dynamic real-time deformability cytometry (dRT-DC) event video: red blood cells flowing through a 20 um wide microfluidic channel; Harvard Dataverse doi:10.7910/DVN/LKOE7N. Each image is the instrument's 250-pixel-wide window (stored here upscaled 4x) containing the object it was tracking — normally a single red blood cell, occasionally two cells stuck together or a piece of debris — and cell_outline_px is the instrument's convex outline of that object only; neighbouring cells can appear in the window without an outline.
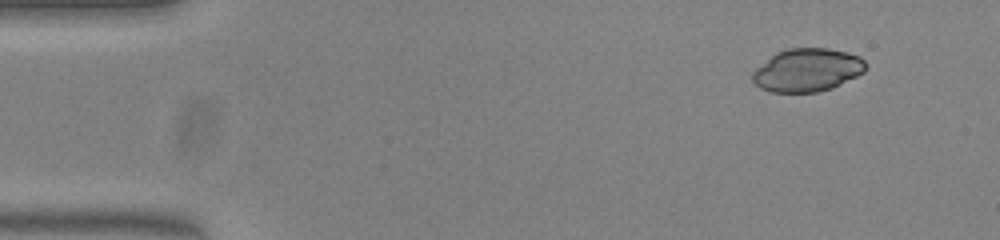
{"species": "common noctule bat (a hibernating species)", "species_latin": "Nyctalus noctula", "temperature_condition": "warm", "stored_images_in_passage": 47, "camera_frame_rate_fps": 3000, "um_per_image_px": 0.085, "animal": {"sex": "female", "body_mass_g": 23.0, "forearm_length_mm": 53.4}, "frame": {"image": 1, "passage_image": 1, "time_ms": 0.0, "image_size_px": [1000, 240], "cell_outline_px": [[868, 68], [864, 72], [832, 88], [816, 92], [772, 92], [760, 88], [752, 80], [752, 72], [756, 68], [776, 52], [788, 48], [828, 48], [848, 52], [860, 56], [868, 64]], "centroid_in_image_um": [68.64, 5.94], "position_along_channel_um": 16.4, "area_um2": 28.55}}